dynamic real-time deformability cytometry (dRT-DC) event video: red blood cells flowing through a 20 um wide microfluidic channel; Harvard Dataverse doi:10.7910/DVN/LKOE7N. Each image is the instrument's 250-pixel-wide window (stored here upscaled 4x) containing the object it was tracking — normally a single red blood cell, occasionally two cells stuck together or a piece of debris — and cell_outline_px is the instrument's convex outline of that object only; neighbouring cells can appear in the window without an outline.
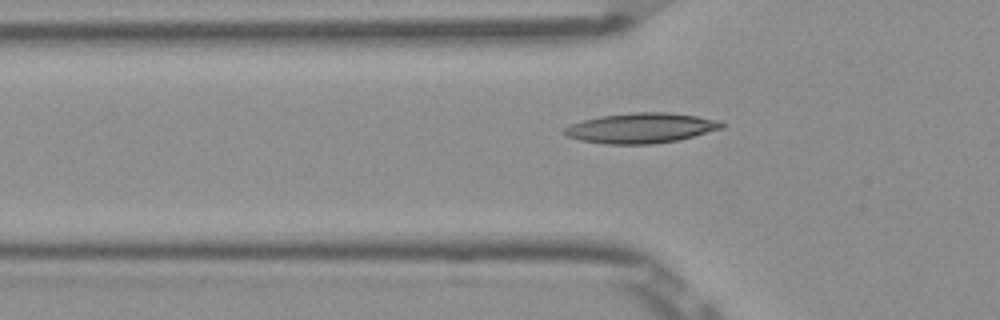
{"species": "Egyptian fruit bat (a non-hibernating species)", "species_latin": "Rousettus aegyptiacus", "temperature_condition": "room temperature", "stored_images_in_passage": 37, "camera_frame_rate_fps": 3000, "um_per_image_px": 0.085, "frame": {"image": 1, "passage_image": 6, "time_ms": 1.667, "image_size_px": [1000, 320], "cell_outline_px": [[724, 128], [676, 140], [652, 144], [604, 144], [580, 140], [568, 136], [560, 132], [564, 128], [572, 124], [584, 120], [600, 116], [632, 112], [668, 112], [696, 116], [720, 120], [724, 124]], "centroid_in_image_um": [54.47, 10.88], "position_along_channel_um": 71.3, "area_um2": 27.57}}
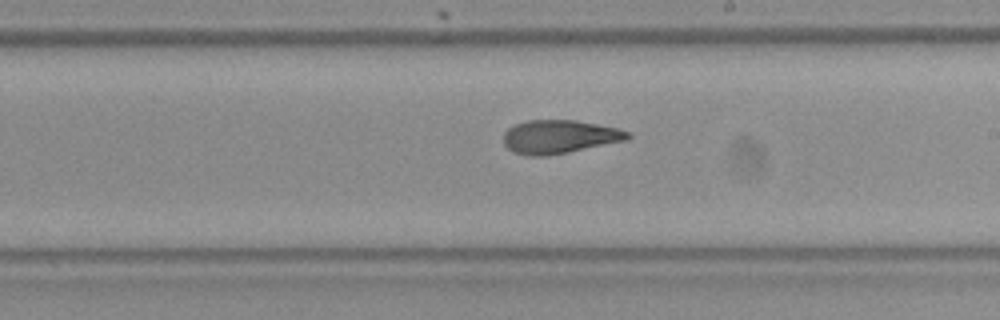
{"frame": {"image": 2, "passage_image": 19, "time_ms": 6.0, "image_size_px": [1000, 320], "cell_outline_px": [[632, 136], [628, 140], [568, 152], [544, 156], [528, 156], [512, 152], [504, 144], [504, 132], [508, 128], [516, 124], [528, 120], [576, 120], [616, 128], [628, 132]], "centroid_in_image_um": [47.53, 11.63], "position_along_channel_um": 241.5, "area_um2": 24.16}}
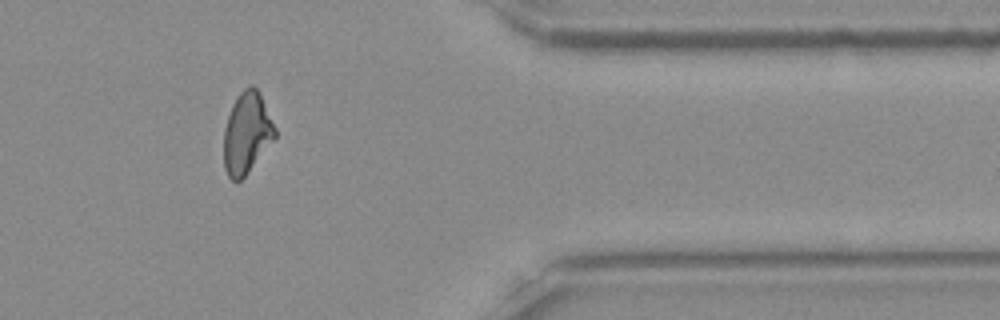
{"frame": {"image": 3, "passage_image": 32, "time_ms": 10.333, "image_size_px": [1000, 320], "cell_outline_px": [[276, 136], [248, 172], [236, 184], [228, 176], [224, 168], [224, 128], [232, 104], [240, 92], [244, 88], [252, 84], [260, 92], [276, 128]], "centroid_in_image_um": [20.97, 11.3], "position_along_channel_um": 390.4, "area_um2": 24.22}, "authors_computed_cell_mechanics": {"area_um2": 24.7384, "velocity_mm_per_s": 3.9035, "shape_relaxation_time_tau1_ms": null, "shape_relaxation_time_tau2_ms": 2.9694, "deformation_change_tau1": null, "deformation_change_tau2": 0.1047}}